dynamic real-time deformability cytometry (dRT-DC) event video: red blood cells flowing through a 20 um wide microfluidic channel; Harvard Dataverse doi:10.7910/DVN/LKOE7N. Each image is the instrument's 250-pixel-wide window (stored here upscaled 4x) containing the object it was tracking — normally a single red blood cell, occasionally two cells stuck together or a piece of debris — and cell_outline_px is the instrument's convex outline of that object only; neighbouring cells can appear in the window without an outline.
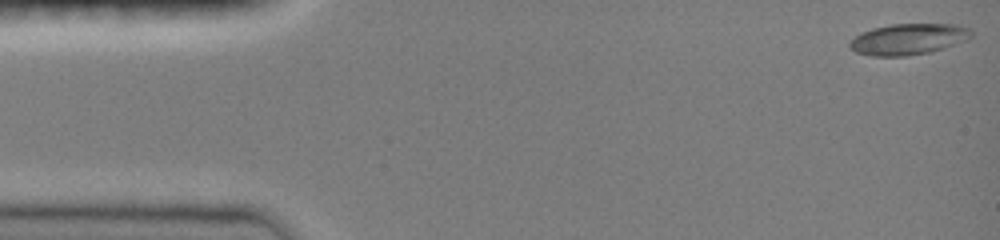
{"species": "common noctule bat (a hibernating species)", "species_latin": "Nyctalus noctula", "temperature_condition": "room temperature", "stored_images_in_passage": 43, "camera_frame_rate_fps": 3000, "um_per_image_px": 0.085, "animal": {"sex": "female", "body_mass_g": 19.0, "forearm_length_mm": 51.5}, "frame": {"image": 1, "passage_image": 1, "time_ms": 0.0, "image_size_px": [1000, 240], "cell_outline_px": [[972, 36], [968, 40], [932, 52], [908, 56], [872, 56], [856, 52], [848, 44], [860, 32], [872, 28], [892, 24], [956, 24], [972, 28]], "centroid_in_image_um": [77.26, 3.32], "position_along_channel_um": 7.7, "area_um2": 22.25}}
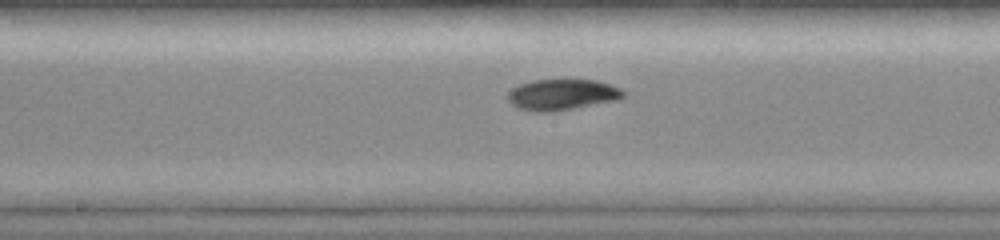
{"frame": {"image": 2, "passage_image": 24, "time_ms": 7.667, "image_size_px": [1000, 240], "cell_outline_px": [[624, 96], [616, 100], [556, 112], [536, 112], [516, 108], [508, 100], [508, 92], [512, 88], [520, 84], [532, 80], [596, 80], [620, 88], [624, 92]], "centroid_in_image_um": [47.74, 8.06], "position_along_channel_um": 200.5, "area_um2": 20.87}}
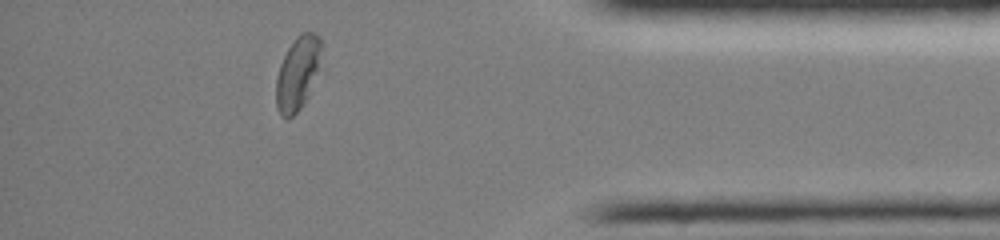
{"frame": {"image": 3, "passage_image": 41, "time_ms": 13.333, "image_size_px": [1000, 240], "cell_outline_px": [[320, 48], [316, 68], [304, 100], [300, 108], [288, 120], [280, 116], [276, 108], [276, 76], [280, 64], [288, 48], [296, 36], [300, 32], [312, 32], [320, 40]], "centroid_in_image_um": [25.2, 6.25], "position_along_channel_um": 410.0, "area_um2": 18.38}, "authors_computed_cell_mechanics": {"area_um2": 20.5768, "velocity_mm_per_s": 4.0486, "shape_relaxation_time_tau1_ms": 4.2426, "shape_relaxation_time_tau2_ms": 4.1822, "deformation_change_tau1": 0.1899, "deformation_change_tau2": 0.0687}}